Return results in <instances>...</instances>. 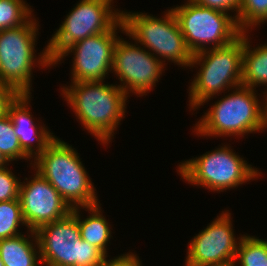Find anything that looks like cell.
<instances>
[{"instance_id":"cell-18","label":"cell","mask_w":267,"mask_h":266,"mask_svg":"<svg viewBox=\"0 0 267 266\" xmlns=\"http://www.w3.org/2000/svg\"><path fill=\"white\" fill-rule=\"evenodd\" d=\"M91 215L81 221L78 209V225L80 229L81 239L87 241L91 245L101 250L107 256V243L111 237V230L107 220L100 213L99 204L86 207Z\"/></svg>"},{"instance_id":"cell-8","label":"cell","mask_w":267,"mask_h":266,"mask_svg":"<svg viewBox=\"0 0 267 266\" xmlns=\"http://www.w3.org/2000/svg\"><path fill=\"white\" fill-rule=\"evenodd\" d=\"M180 176L192 185L223 191L258 178L261 172L224 145L178 166Z\"/></svg>"},{"instance_id":"cell-28","label":"cell","mask_w":267,"mask_h":266,"mask_svg":"<svg viewBox=\"0 0 267 266\" xmlns=\"http://www.w3.org/2000/svg\"><path fill=\"white\" fill-rule=\"evenodd\" d=\"M6 163L8 164L9 162L0 153V167L6 166Z\"/></svg>"},{"instance_id":"cell-22","label":"cell","mask_w":267,"mask_h":266,"mask_svg":"<svg viewBox=\"0 0 267 266\" xmlns=\"http://www.w3.org/2000/svg\"><path fill=\"white\" fill-rule=\"evenodd\" d=\"M0 153L9 162L17 159H31L19 144L9 115L0 118Z\"/></svg>"},{"instance_id":"cell-12","label":"cell","mask_w":267,"mask_h":266,"mask_svg":"<svg viewBox=\"0 0 267 266\" xmlns=\"http://www.w3.org/2000/svg\"><path fill=\"white\" fill-rule=\"evenodd\" d=\"M136 46L138 44L128 43L118 36L113 52L112 70L123 83L119 87L127 96L131 92L141 96L149 93L165 66L163 60Z\"/></svg>"},{"instance_id":"cell-21","label":"cell","mask_w":267,"mask_h":266,"mask_svg":"<svg viewBox=\"0 0 267 266\" xmlns=\"http://www.w3.org/2000/svg\"><path fill=\"white\" fill-rule=\"evenodd\" d=\"M31 13L23 0H0V30L25 24L32 17Z\"/></svg>"},{"instance_id":"cell-26","label":"cell","mask_w":267,"mask_h":266,"mask_svg":"<svg viewBox=\"0 0 267 266\" xmlns=\"http://www.w3.org/2000/svg\"><path fill=\"white\" fill-rule=\"evenodd\" d=\"M19 95L15 89L0 82V118L8 114L9 106Z\"/></svg>"},{"instance_id":"cell-3","label":"cell","mask_w":267,"mask_h":266,"mask_svg":"<svg viewBox=\"0 0 267 266\" xmlns=\"http://www.w3.org/2000/svg\"><path fill=\"white\" fill-rule=\"evenodd\" d=\"M221 98L196 123L201 136H239L267 128V98L260 106L253 88L240 85ZM262 107V108H261Z\"/></svg>"},{"instance_id":"cell-11","label":"cell","mask_w":267,"mask_h":266,"mask_svg":"<svg viewBox=\"0 0 267 266\" xmlns=\"http://www.w3.org/2000/svg\"><path fill=\"white\" fill-rule=\"evenodd\" d=\"M117 28L124 32L123 22L120 19L110 30L87 37L68 47L53 63L74 53L72 80L73 82L103 81L112 71L113 52L117 42ZM116 32V33H115Z\"/></svg>"},{"instance_id":"cell-13","label":"cell","mask_w":267,"mask_h":266,"mask_svg":"<svg viewBox=\"0 0 267 266\" xmlns=\"http://www.w3.org/2000/svg\"><path fill=\"white\" fill-rule=\"evenodd\" d=\"M230 215L222 212L194 236L188 246L186 266H234L239 241L234 237Z\"/></svg>"},{"instance_id":"cell-2","label":"cell","mask_w":267,"mask_h":266,"mask_svg":"<svg viewBox=\"0 0 267 266\" xmlns=\"http://www.w3.org/2000/svg\"><path fill=\"white\" fill-rule=\"evenodd\" d=\"M74 149L72 145L55 138L42 153L34 157V169L59 192L71 208L98 205L94 185Z\"/></svg>"},{"instance_id":"cell-17","label":"cell","mask_w":267,"mask_h":266,"mask_svg":"<svg viewBox=\"0 0 267 266\" xmlns=\"http://www.w3.org/2000/svg\"><path fill=\"white\" fill-rule=\"evenodd\" d=\"M244 32V50L241 85L254 88L258 85L267 86V44L250 48V41ZM267 98V94L265 95Z\"/></svg>"},{"instance_id":"cell-7","label":"cell","mask_w":267,"mask_h":266,"mask_svg":"<svg viewBox=\"0 0 267 266\" xmlns=\"http://www.w3.org/2000/svg\"><path fill=\"white\" fill-rule=\"evenodd\" d=\"M124 32L136 43L152 51L158 59L163 57L177 65L190 67L193 53L186 45L179 23L172 9L164 17L147 13L121 12ZM155 52V53H154ZM158 54V55H157Z\"/></svg>"},{"instance_id":"cell-15","label":"cell","mask_w":267,"mask_h":266,"mask_svg":"<svg viewBox=\"0 0 267 266\" xmlns=\"http://www.w3.org/2000/svg\"><path fill=\"white\" fill-rule=\"evenodd\" d=\"M30 95L20 94L9 106L8 115L14 126V132L18 137L21 149L30 157H37L56 138L53 133L44 126H36L28 109ZM36 142V151L33 143ZM33 155V157H32Z\"/></svg>"},{"instance_id":"cell-23","label":"cell","mask_w":267,"mask_h":266,"mask_svg":"<svg viewBox=\"0 0 267 266\" xmlns=\"http://www.w3.org/2000/svg\"><path fill=\"white\" fill-rule=\"evenodd\" d=\"M239 29L246 32L248 28L267 21V0H241L236 18ZM265 21V22H264Z\"/></svg>"},{"instance_id":"cell-1","label":"cell","mask_w":267,"mask_h":266,"mask_svg":"<svg viewBox=\"0 0 267 266\" xmlns=\"http://www.w3.org/2000/svg\"><path fill=\"white\" fill-rule=\"evenodd\" d=\"M62 93L90 134L106 144L124 118L127 95L116 85L103 81L71 82Z\"/></svg>"},{"instance_id":"cell-29","label":"cell","mask_w":267,"mask_h":266,"mask_svg":"<svg viewBox=\"0 0 267 266\" xmlns=\"http://www.w3.org/2000/svg\"><path fill=\"white\" fill-rule=\"evenodd\" d=\"M0 266H5L1 258H0Z\"/></svg>"},{"instance_id":"cell-10","label":"cell","mask_w":267,"mask_h":266,"mask_svg":"<svg viewBox=\"0 0 267 266\" xmlns=\"http://www.w3.org/2000/svg\"><path fill=\"white\" fill-rule=\"evenodd\" d=\"M37 25L31 17L19 27L0 30V82L19 94L31 95Z\"/></svg>"},{"instance_id":"cell-24","label":"cell","mask_w":267,"mask_h":266,"mask_svg":"<svg viewBox=\"0 0 267 266\" xmlns=\"http://www.w3.org/2000/svg\"><path fill=\"white\" fill-rule=\"evenodd\" d=\"M20 183L7 166L0 167V202L19 199Z\"/></svg>"},{"instance_id":"cell-14","label":"cell","mask_w":267,"mask_h":266,"mask_svg":"<svg viewBox=\"0 0 267 266\" xmlns=\"http://www.w3.org/2000/svg\"><path fill=\"white\" fill-rule=\"evenodd\" d=\"M27 183H20L19 200L29 230L66 217L72 208L59 192L38 172Z\"/></svg>"},{"instance_id":"cell-20","label":"cell","mask_w":267,"mask_h":266,"mask_svg":"<svg viewBox=\"0 0 267 266\" xmlns=\"http://www.w3.org/2000/svg\"><path fill=\"white\" fill-rule=\"evenodd\" d=\"M20 224L26 226L20 200L0 202V240L21 235L17 230Z\"/></svg>"},{"instance_id":"cell-19","label":"cell","mask_w":267,"mask_h":266,"mask_svg":"<svg viewBox=\"0 0 267 266\" xmlns=\"http://www.w3.org/2000/svg\"><path fill=\"white\" fill-rule=\"evenodd\" d=\"M236 251V260L240 266H267V241L243 235L240 238ZM234 264V266H235Z\"/></svg>"},{"instance_id":"cell-9","label":"cell","mask_w":267,"mask_h":266,"mask_svg":"<svg viewBox=\"0 0 267 266\" xmlns=\"http://www.w3.org/2000/svg\"><path fill=\"white\" fill-rule=\"evenodd\" d=\"M189 50L195 54L206 50L204 44L217 48L230 44L243 32L229 13L200 6L193 1L171 8Z\"/></svg>"},{"instance_id":"cell-6","label":"cell","mask_w":267,"mask_h":266,"mask_svg":"<svg viewBox=\"0 0 267 266\" xmlns=\"http://www.w3.org/2000/svg\"><path fill=\"white\" fill-rule=\"evenodd\" d=\"M112 1L80 0L39 55L38 65L50 67L74 43L110 30L121 19V12L112 10Z\"/></svg>"},{"instance_id":"cell-27","label":"cell","mask_w":267,"mask_h":266,"mask_svg":"<svg viewBox=\"0 0 267 266\" xmlns=\"http://www.w3.org/2000/svg\"><path fill=\"white\" fill-rule=\"evenodd\" d=\"M133 253L122 254L117 258L106 260L104 266H142L138 256Z\"/></svg>"},{"instance_id":"cell-16","label":"cell","mask_w":267,"mask_h":266,"mask_svg":"<svg viewBox=\"0 0 267 266\" xmlns=\"http://www.w3.org/2000/svg\"><path fill=\"white\" fill-rule=\"evenodd\" d=\"M35 245L23 234L0 240V258L5 266H38L41 264L36 232L29 230ZM38 250H36V248ZM39 261V262H38Z\"/></svg>"},{"instance_id":"cell-25","label":"cell","mask_w":267,"mask_h":266,"mask_svg":"<svg viewBox=\"0 0 267 266\" xmlns=\"http://www.w3.org/2000/svg\"><path fill=\"white\" fill-rule=\"evenodd\" d=\"M194 3L212 8L214 10L222 11L224 13H228L230 10L236 11L235 19L238 15V10L240 8L241 0H193Z\"/></svg>"},{"instance_id":"cell-4","label":"cell","mask_w":267,"mask_h":266,"mask_svg":"<svg viewBox=\"0 0 267 266\" xmlns=\"http://www.w3.org/2000/svg\"><path fill=\"white\" fill-rule=\"evenodd\" d=\"M243 50L244 32L230 44L193 54L190 67L198 64L201 68L189 87L191 109H197L225 89L241 85Z\"/></svg>"},{"instance_id":"cell-5","label":"cell","mask_w":267,"mask_h":266,"mask_svg":"<svg viewBox=\"0 0 267 266\" xmlns=\"http://www.w3.org/2000/svg\"><path fill=\"white\" fill-rule=\"evenodd\" d=\"M41 264L46 266H104L106 255L81 239L78 207L64 218L36 231Z\"/></svg>"}]
</instances>
